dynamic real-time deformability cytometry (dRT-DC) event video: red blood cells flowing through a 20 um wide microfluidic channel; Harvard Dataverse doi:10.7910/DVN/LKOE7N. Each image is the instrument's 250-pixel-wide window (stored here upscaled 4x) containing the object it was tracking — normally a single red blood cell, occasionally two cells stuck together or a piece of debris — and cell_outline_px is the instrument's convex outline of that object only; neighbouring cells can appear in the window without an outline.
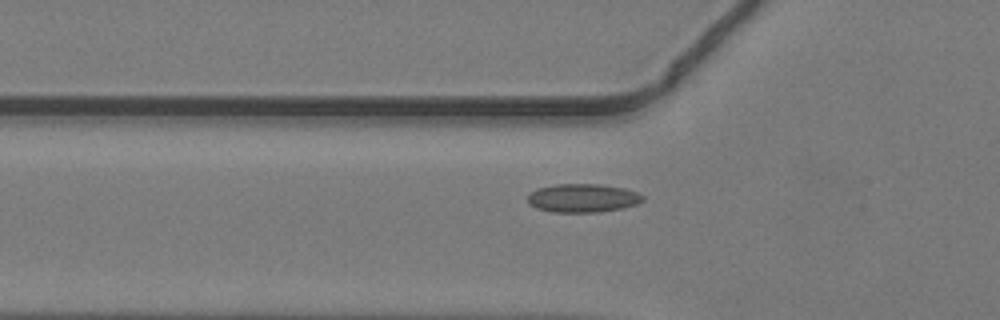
{"species": "common noctule bat (a hibernating species)", "species_latin": "Nyctalus noctula", "temperature_condition": "warm", "stored_images_in_passage": 37, "camera_frame_rate_fps": 3000, "um_per_image_px": 0.085, "animal": {"sex": "male", "body_mass_g": 19.2, "forearm_length_mm": 51.8}, "frame": {"image": 1, "passage_image": 7, "time_ms": 2.0, "image_size_px": [1000, 320], "cell_outline_px": [[644, 200], [636, 204], [624, 208], [600, 212], [552, 212], [536, 208], [528, 204], [528, 196], [536, 188], [552, 184], [600, 184], [624, 188], [636, 192], [644, 196]], "centroid_in_image_um": [49.52, 16.83], "position_along_channel_um": 76.3, "area_um2": 19.31}}
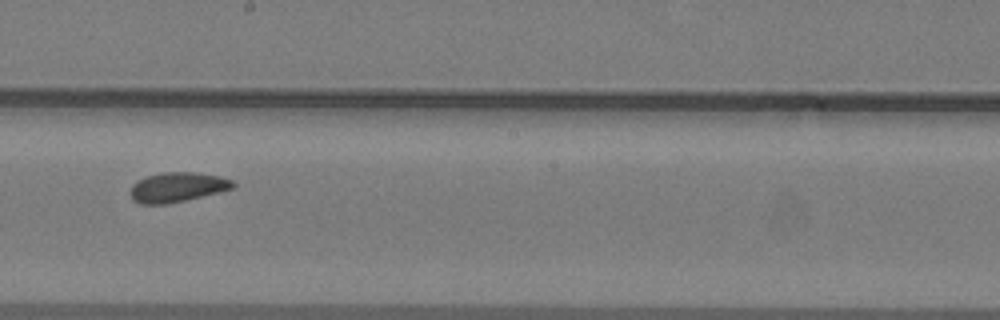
{"frame": {"image": 2, "passage_image": 18, "time_ms": 5.667, "image_size_px": [1000, 320], "cell_outline_px": [[236, 188], [168, 204], [140, 204], [132, 200], [128, 192], [132, 184], [136, 180], [144, 176], [164, 172], [196, 172], [220, 176], [232, 180], [236, 184]], "centroid_in_image_um": [15.04, 15.91], "position_along_channel_um": 233.2, "area_um2": 18.15}}
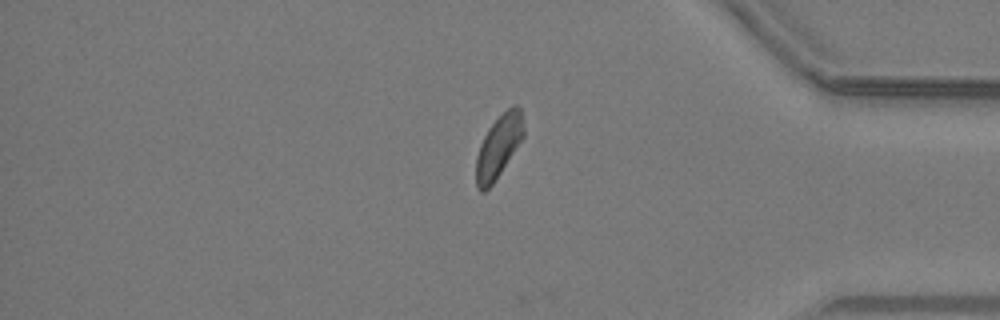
{"frame": {"image": 3, "passage_image": 31, "time_ms": 10.0, "image_size_px": [1000, 320], "cell_outline_px": [[524, 136], [492, 184], [484, 192], [480, 192], [476, 188], [476, 156], [480, 144], [488, 128], [512, 104], [516, 104], [520, 108], [524, 128]], "centroid_in_image_um": [42.36, 12.45], "position_along_channel_um": 392.8, "area_um2": 17.11}}